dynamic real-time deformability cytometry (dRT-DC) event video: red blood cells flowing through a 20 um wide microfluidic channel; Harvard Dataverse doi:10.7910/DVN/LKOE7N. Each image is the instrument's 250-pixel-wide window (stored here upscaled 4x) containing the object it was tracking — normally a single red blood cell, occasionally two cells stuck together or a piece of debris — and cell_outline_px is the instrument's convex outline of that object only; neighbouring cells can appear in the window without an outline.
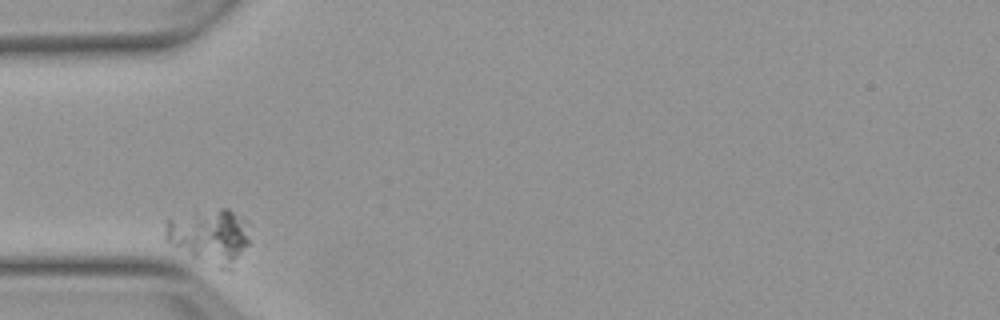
{"species": "Egyptian fruit bat (a non-hibernating species)", "species_latin": "Rousettus aegyptiacus", "temperature_condition": "warm", "stored_images_in_passage": 3, "camera_frame_rate_fps": 3000, "um_per_image_px": 0.085, "animal": {"sex": "female"}, "frame": {"image": 1, "passage_image": 1, "time_ms": 0.0, "image_size_px": [1000, 320], "cell_outline_px": [[252, 224], [248, 244], [232, 272], [228, 272], [192, 256], [164, 240], [164, 232], [168, 220], [196, 212], [220, 208], [228, 208]], "centroid_in_image_um": [17.93, 20.1], "position_along_channel_um": 67.1, "area_um2": 27.17}}
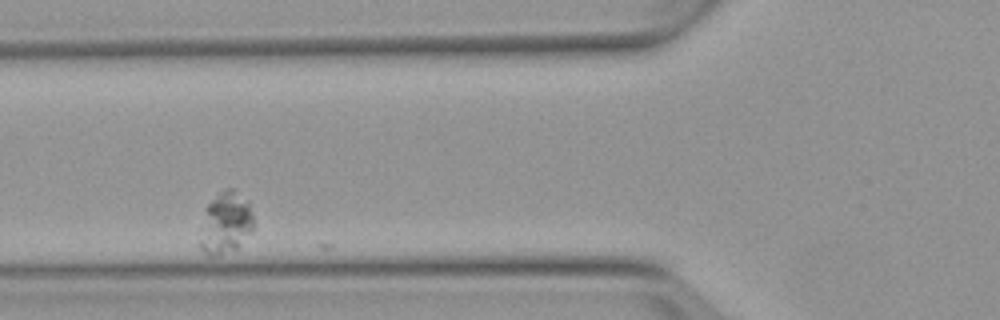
{"frame": {"image": 2, "passage_image": 2, "time_ms": 1.333, "image_size_px": [1000, 320], "cell_outline_px": [[252, 228], [236, 248], [216, 256], [208, 256], [200, 248], [200, 244], [204, 208], [224, 188], [232, 188], [248, 200], [252, 216]], "centroid_in_image_um": [19.15, 18.93], "position_along_channel_um": 106.7, "area_um2": 18.84}}
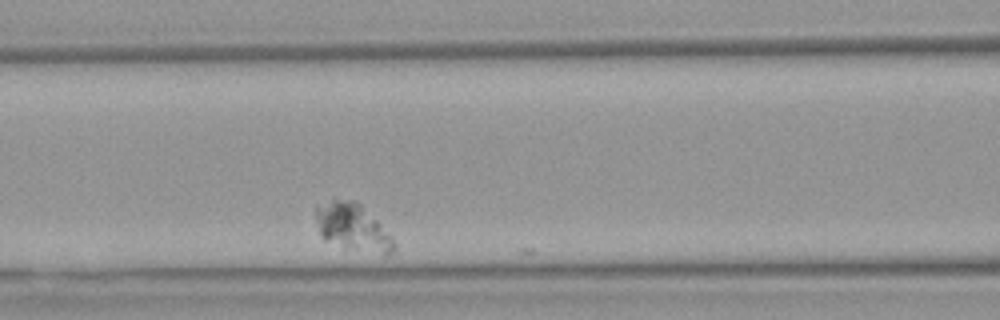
{"frame": {"image": 3, "passage_image": 3, "time_ms": 2.333, "image_size_px": [1000, 320], "cell_outline_px": [[396, 248], [388, 256], [384, 256], [324, 240], [320, 236], [316, 220], [316, 204], [332, 196], [352, 200], [360, 204], [380, 224], [396, 244]], "centroid_in_image_um": [29.93, 19.26], "position_along_channel_um": 136.7, "area_um2": 21.56}}